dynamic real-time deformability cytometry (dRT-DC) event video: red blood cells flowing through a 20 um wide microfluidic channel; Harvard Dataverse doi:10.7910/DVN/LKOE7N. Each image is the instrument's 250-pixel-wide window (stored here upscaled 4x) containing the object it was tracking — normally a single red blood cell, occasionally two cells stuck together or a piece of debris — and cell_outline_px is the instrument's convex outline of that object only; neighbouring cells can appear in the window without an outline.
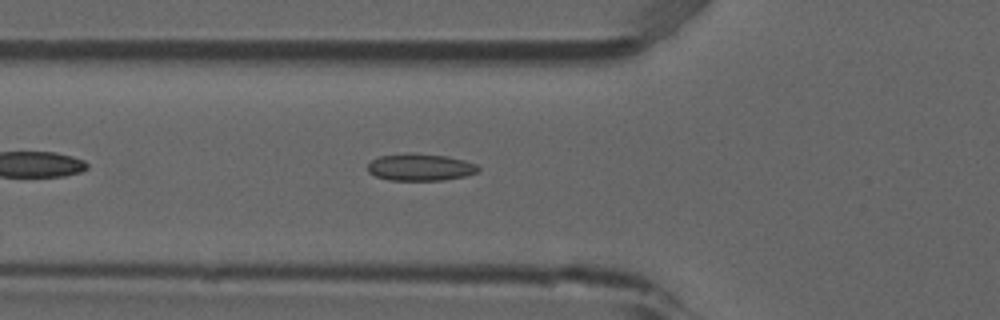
{"species": "common noctule bat (a hibernating species)", "species_latin": "Nyctalus noctula", "temperature_condition": "room temperature", "stored_images_in_passage": 4, "camera_frame_rate_fps": 3000, "um_per_image_px": 0.085, "animal": {"sex": "male", "forearm_length_mm": 52.5}, "frame": {"image": 1, "passage_image": 4, "time_ms": 1.0, "image_size_px": [1000, 320], "cell_outline_px": [[480, 168], [476, 172], [464, 176], [444, 180], [388, 180], [376, 176], [368, 172], [368, 164], [372, 160], [380, 156], [408, 152], [412, 152], [448, 156], [464, 160], [476, 164]], "centroid_in_image_um": [35.71, 14.2], "position_along_channel_um": 90.1, "area_um2": 17.51}}